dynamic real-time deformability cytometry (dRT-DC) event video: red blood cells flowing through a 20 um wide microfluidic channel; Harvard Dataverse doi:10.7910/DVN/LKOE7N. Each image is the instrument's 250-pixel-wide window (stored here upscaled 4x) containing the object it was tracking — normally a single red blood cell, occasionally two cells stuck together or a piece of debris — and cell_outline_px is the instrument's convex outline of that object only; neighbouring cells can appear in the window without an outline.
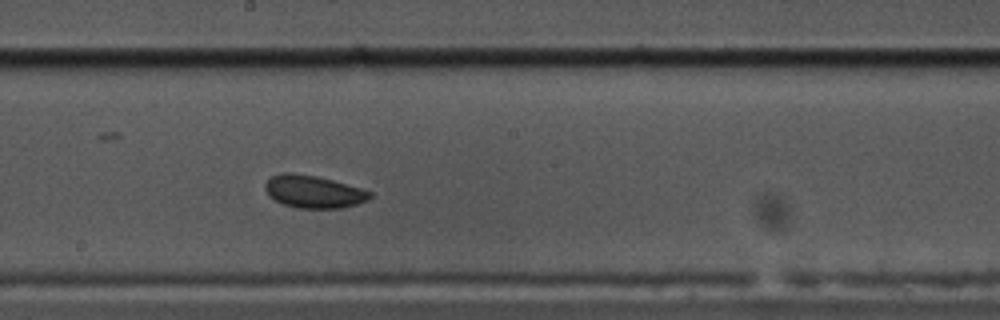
{"species": "common noctule bat (a hibernating species)", "species_latin": "Nyctalus noctula", "temperature_condition": "cold", "stored_images_in_passage": 51, "camera_frame_rate_fps": 3000, "um_per_image_px": 0.085, "animal": {"sex": "male", "body_mass_g": 17.5, "forearm_length_mm": 52.3}, "frame": {"image": 1, "passage_image": 23, "time_ms": 7.333, "image_size_px": [1000, 320], "cell_outline_px": [[372, 196], [368, 200], [356, 204], [340, 208], [296, 208], [284, 204], [268, 196], [264, 188], [264, 184], [272, 176], [284, 172], [292, 172], [316, 176], [332, 180], [360, 188], [372, 192]], "centroid_in_image_um": [26.63, 16.29], "position_along_channel_um": 221.6, "area_um2": 19.83}}
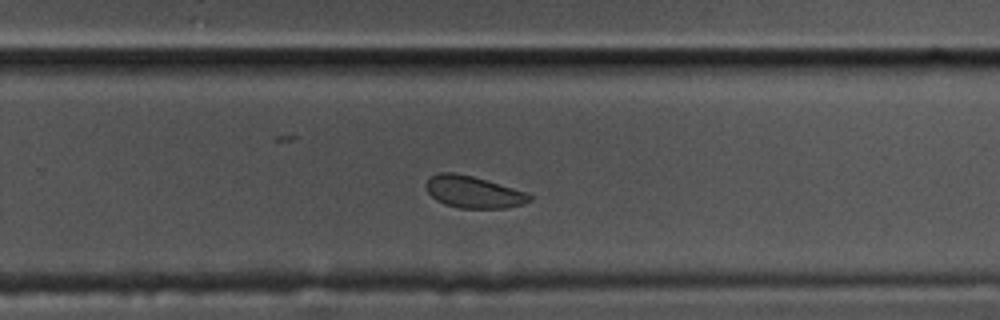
{"frame": {"image": 2, "passage_image": 29, "time_ms": 9.333, "image_size_px": [1000, 320], "cell_outline_px": [[532, 200], [520, 204], [504, 208], [460, 208], [444, 204], [436, 200], [428, 192], [424, 184], [432, 176], [440, 172], [452, 172], [472, 176], [524, 192], [532, 196]], "centroid_in_image_um": [40.18, 16.32], "position_along_channel_um": 289.6, "area_um2": 18.84}}
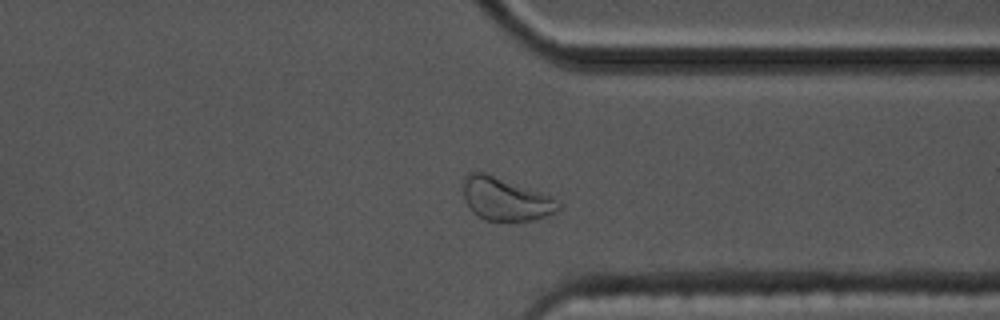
{"frame": {"image": 3, "passage_image": 36, "time_ms": 11.667, "image_size_px": [1000, 320], "cell_outline_px": [[560, 208], [556, 212], [532, 220], [488, 220], [472, 212], [464, 196], [464, 176], [468, 172], [484, 172], [552, 196], [560, 204]], "centroid_in_image_um": [42.97, 16.91], "position_along_channel_um": 368.4, "area_um2": 23.35}, "authors_computed_cell_mechanics": {"area_um2": 20.0566, "velocity_mm_per_s": 3.4048, "shape_relaxation_time_tau1_ms": 2.0153, "shape_relaxation_time_tau2_ms": null, "deformation_change_tau1": 0.0553, "deformation_change_tau2": null}}